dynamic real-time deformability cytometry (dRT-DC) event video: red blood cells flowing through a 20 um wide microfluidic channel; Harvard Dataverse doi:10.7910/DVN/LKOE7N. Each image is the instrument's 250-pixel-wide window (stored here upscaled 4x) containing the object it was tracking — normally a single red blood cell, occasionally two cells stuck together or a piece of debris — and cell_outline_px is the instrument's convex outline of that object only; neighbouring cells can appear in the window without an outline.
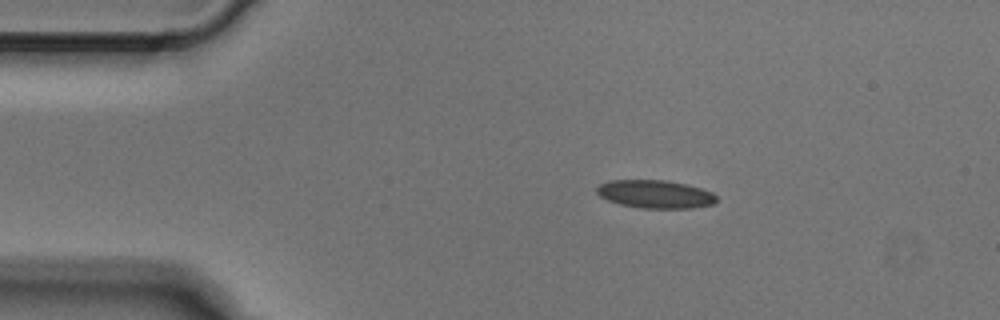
{"species": "Egyptian fruit bat (a non-hibernating species)", "species_latin": "Rousettus aegyptiacus", "temperature_condition": "cold", "stored_images_in_passage": 2, "camera_frame_rate_fps": 3000, "um_per_image_px": 0.085, "animal": {"sex": "male"}, "frame": {"image": 1, "passage_image": 1, "time_ms": 0.0, "image_size_px": [1000, 320], "cell_outline_px": [[716, 200], [712, 204], [692, 208], [640, 208], [620, 204], [608, 200], [600, 196], [596, 192], [596, 188], [600, 184], [608, 180], [668, 180], [688, 184], [712, 192], [716, 196]], "centroid_in_image_um": [55.68, 16.49], "position_along_channel_um": 29.3, "area_um2": 19.65}}